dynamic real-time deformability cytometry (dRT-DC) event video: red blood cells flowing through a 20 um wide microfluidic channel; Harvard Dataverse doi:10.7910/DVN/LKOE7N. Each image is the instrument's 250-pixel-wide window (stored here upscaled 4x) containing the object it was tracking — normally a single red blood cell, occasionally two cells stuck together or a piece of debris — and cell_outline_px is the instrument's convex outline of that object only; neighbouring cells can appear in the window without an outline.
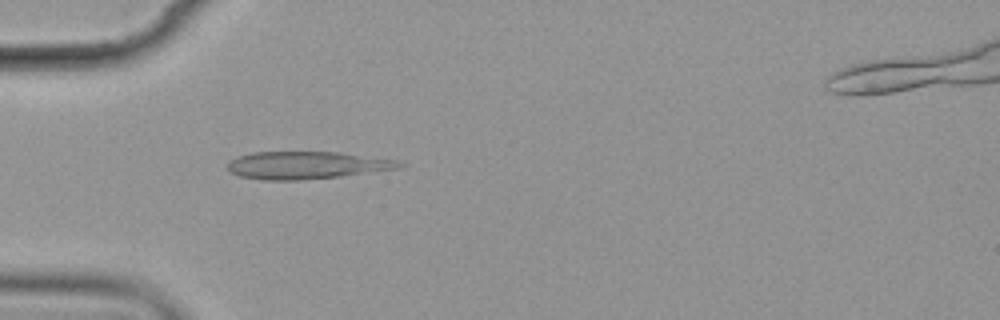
{"species": "common noctule bat (a hibernating species)", "species_latin": "Nyctalus noctula", "temperature_condition": "cold", "stored_images_in_passage": 4, "camera_frame_rate_fps": 3000, "um_per_image_px": 0.085, "animal": {"sex": "female", "body_mass_g": 19.9}, "frame": {"image": 1, "passage_image": 4, "time_ms": 3.333, "image_size_px": [1000, 320], "cell_outline_px": [[404, 164], [400, 168], [336, 176], [300, 180], [264, 180], [240, 176], [228, 172], [228, 160], [252, 152], [340, 152], [396, 160]], "centroid_in_image_um": [26.0, 14.04], "position_along_channel_um": 59.0, "area_um2": 27.22}}